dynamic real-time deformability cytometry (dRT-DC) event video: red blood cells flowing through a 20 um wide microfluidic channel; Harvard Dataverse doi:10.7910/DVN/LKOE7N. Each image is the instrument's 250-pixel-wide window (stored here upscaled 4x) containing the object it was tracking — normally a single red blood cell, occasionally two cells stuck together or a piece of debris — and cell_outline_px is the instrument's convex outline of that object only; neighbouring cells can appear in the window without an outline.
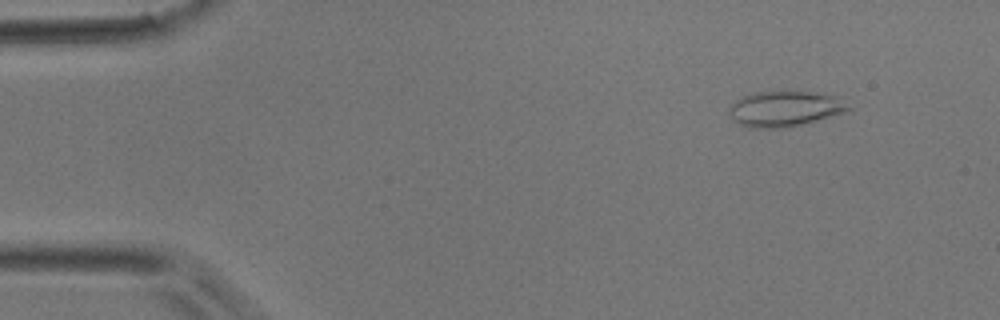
{"species": "common noctule bat (a hibernating species)", "species_latin": "Nyctalus noctula", "temperature_condition": "room temperature", "stored_images_in_passage": 5, "camera_frame_rate_fps": 3000, "um_per_image_px": 0.085, "animal": {"sex": "male", "body_mass_g": 17.9}, "frame": {"image": 1, "passage_image": 2, "time_ms": 0.333, "image_size_px": [1000, 320], "cell_outline_px": [[852, 108], [844, 112], [816, 120], [784, 128], [748, 128], [732, 120], [728, 112], [728, 108], [736, 100], [744, 96], [756, 92], [812, 92], [836, 96]], "centroid_in_image_um": [66.65, 9.26], "position_along_channel_um": 18.3, "area_um2": 24.33}}